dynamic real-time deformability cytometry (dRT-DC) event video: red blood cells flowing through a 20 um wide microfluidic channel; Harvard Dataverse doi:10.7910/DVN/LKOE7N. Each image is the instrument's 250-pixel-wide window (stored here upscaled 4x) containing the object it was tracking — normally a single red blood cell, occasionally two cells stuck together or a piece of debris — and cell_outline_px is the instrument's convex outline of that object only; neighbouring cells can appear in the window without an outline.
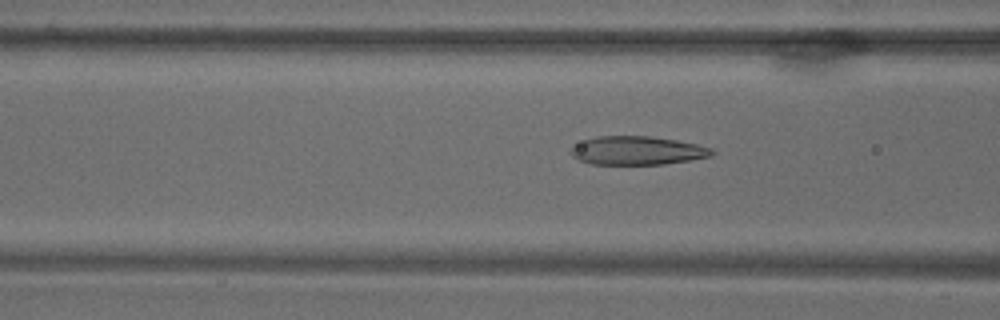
{"species": "common noctule bat (a hibernating species)", "species_latin": "Nyctalus noctula", "temperature_condition": "warm", "stored_images_in_passage": 70, "camera_frame_rate_fps": 3000, "um_per_image_px": 0.085, "animal": {"sex": "male", "body_mass_g": 18.8}, "frame": {"image": 1, "passage_image": 28, "time_ms": 9.0, "image_size_px": [1000, 320], "cell_outline_px": [[716, 152], [712, 156], [664, 164], [592, 164], [580, 160], [572, 156], [568, 152], [568, 148], [584, 140], [596, 136], [648, 136], [676, 140], [696, 144], [712, 148]], "centroid_in_image_um": [54.13, 12.79], "position_along_channel_um": 112.5, "area_um2": 23.52}}
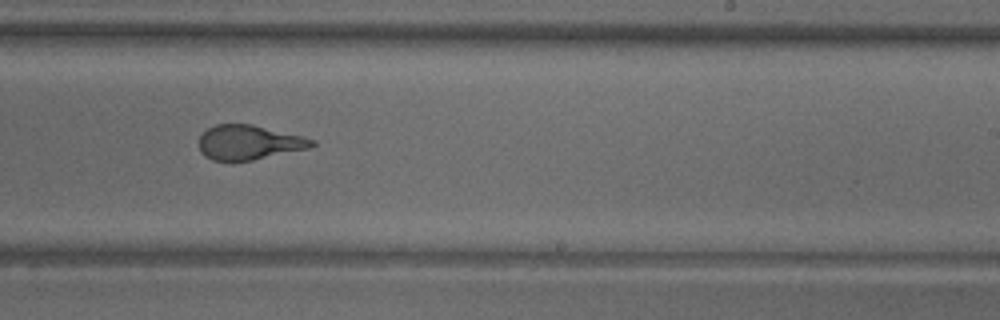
{"frame": {"image": 2, "passage_image": 44, "time_ms": 14.333, "image_size_px": [1000, 320], "cell_outline_px": [[316, 144], [308, 148], [252, 160], [232, 164], [212, 160], [204, 156], [200, 152], [200, 136], [208, 128], [216, 124], [252, 124], [316, 140]], "centroid_in_image_um": [21.1, 12.14], "position_along_channel_um": 267.9, "area_um2": 22.95}}
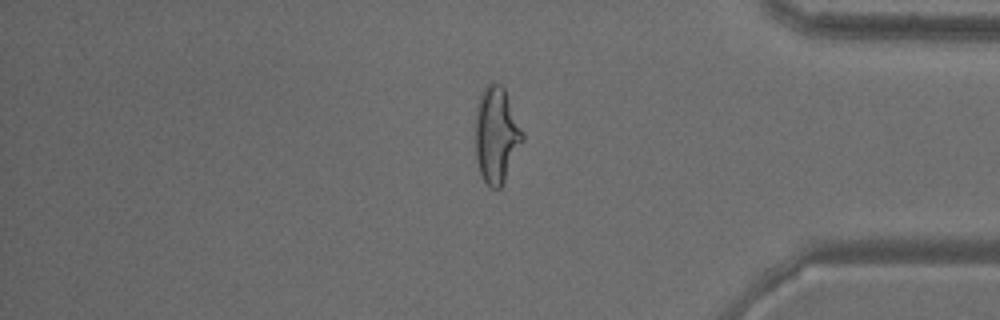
{"frame": {"image": 3, "passage_image": 59, "time_ms": 19.333, "image_size_px": [1000, 320], "cell_outline_px": [[524, 140], [500, 188], [492, 188], [484, 180], [480, 172], [476, 156], [476, 104], [480, 92], [492, 80], [500, 84], [504, 88], [524, 136]], "centroid_in_image_um": [42.18, 11.42], "position_along_channel_um": 393.0, "area_um2": 26.07}}